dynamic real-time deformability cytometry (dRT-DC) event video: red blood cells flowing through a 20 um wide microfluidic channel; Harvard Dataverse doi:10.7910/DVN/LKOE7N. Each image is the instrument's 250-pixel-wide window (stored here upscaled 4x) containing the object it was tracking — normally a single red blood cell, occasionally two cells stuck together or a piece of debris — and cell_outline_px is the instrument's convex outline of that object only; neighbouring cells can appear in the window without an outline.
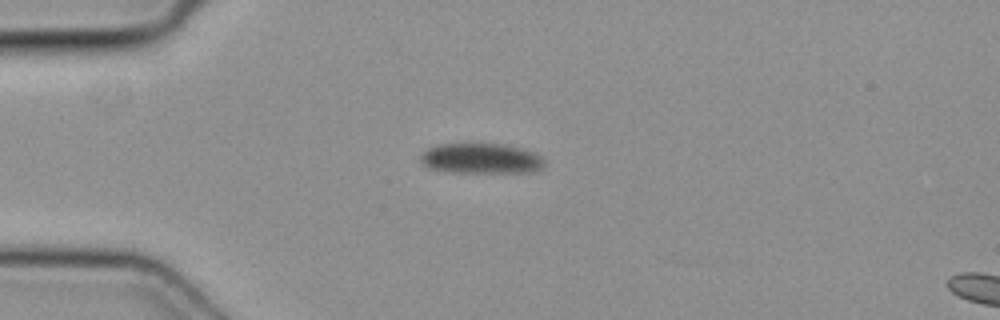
{"species": "common noctule bat (a hibernating species)", "species_latin": "Nyctalus noctula", "temperature_condition": "cold", "stored_images_in_passage": 5, "camera_frame_rate_fps": 3000, "um_per_image_px": 0.085, "animal": {"sex": "female", "body_mass_g": 19.3, "forearm_length_mm": 54.1}, "frame": {"image": 1, "passage_image": 1, "time_ms": 0.0, "image_size_px": [1000, 320], "cell_outline_px": [[544, 168], [532, 172], [452, 172], [428, 168], [420, 160], [420, 156], [428, 148], [436, 144], [504, 144], [536, 152], [544, 160]], "centroid_in_image_um": [40.91, 13.47], "position_along_channel_um": 44.1, "area_um2": 21.91}}